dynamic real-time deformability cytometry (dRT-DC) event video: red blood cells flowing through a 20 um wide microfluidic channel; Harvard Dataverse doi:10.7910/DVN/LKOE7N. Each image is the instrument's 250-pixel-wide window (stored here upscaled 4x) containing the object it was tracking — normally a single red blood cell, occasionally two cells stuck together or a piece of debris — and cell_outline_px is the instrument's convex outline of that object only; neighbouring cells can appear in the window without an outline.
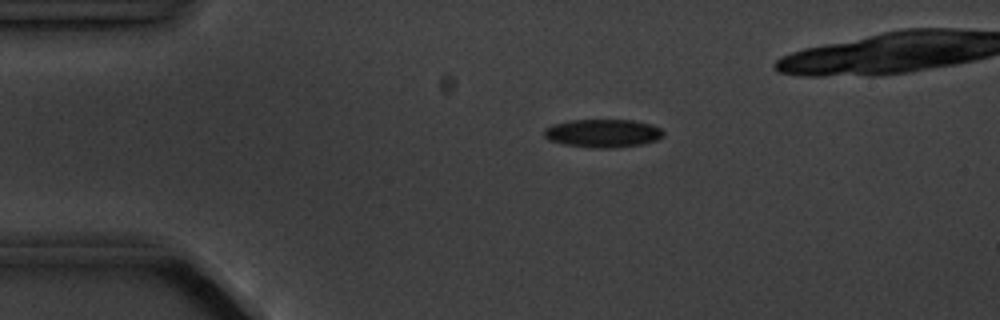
{"species": "common noctule bat (a hibernating species)", "species_latin": "Nyctalus noctula", "temperature_condition": "cold", "stored_images_in_passage": 9, "camera_frame_rate_fps": 3000, "um_per_image_px": 0.085, "animal": {"sex": "male", "body_mass_g": 20.1, "forearm_length_mm": 53.5}, "frame": {"image": 1, "passage_image": 4, "time_ms": 3.333, "image_size_px": [1000, 320], "cell_outline_px": [[664, 136], [656, 140], [640, 144], [608, 148], [592, 148], [564, 144], [548, 140], [544, 136], [544, 128], [552, 124], [568, 120], [632, 120], [652, 124], [660, 128], [664, 132]], "centroid_in_image_um": [51.22, 11.32], "position_along_channel_um": 33.8, "area_um2": 19.65}}